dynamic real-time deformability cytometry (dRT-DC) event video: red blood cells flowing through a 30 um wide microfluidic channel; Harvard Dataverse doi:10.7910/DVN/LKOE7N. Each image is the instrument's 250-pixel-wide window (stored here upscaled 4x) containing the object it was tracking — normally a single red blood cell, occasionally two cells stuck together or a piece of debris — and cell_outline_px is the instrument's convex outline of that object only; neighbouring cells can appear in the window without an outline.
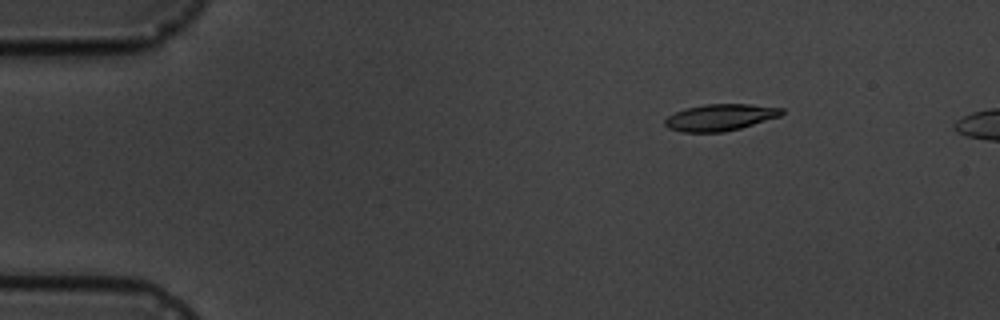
{"species": "common noctule bat (a hibernating species)", "species_latin": "Nyctalus noctula", "temperature_condition": "cold", "stored_images_in_passage": 6, "camera_frame_rate_fps": 3000, "um_per_image_px": 0.085, "animal": {"sex": "male", "body_mass_g": 19.5, "forearm_length_mm": 54.6}, "frame": {"image": 1, "passage_image": 3, "time_ms": 2.333, "image_size_px": [1000, 320], "cell_outline_px": [[784, 112], [780, 116], [740, 128], [724, 132], [680, 132], [668, 128], [664, 124], [664, 120], [668, 116], [684, 108], [704, 104], [748, 104], [784, 108]], "centroid_in_image_um": [61.19, 9.97], "position_along_channel_um": 23.8, "area_um2": 18.15}}